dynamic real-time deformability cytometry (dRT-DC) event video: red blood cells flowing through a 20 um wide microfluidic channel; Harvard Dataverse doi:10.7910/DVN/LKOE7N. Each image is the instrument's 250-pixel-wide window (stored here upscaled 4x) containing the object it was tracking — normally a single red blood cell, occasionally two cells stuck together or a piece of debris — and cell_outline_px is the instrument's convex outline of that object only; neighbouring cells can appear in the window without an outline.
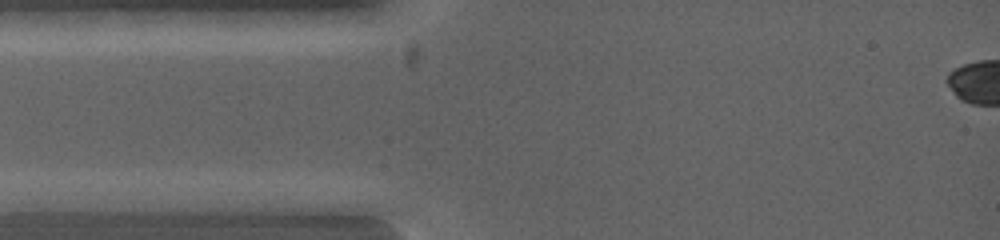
{"species": "common noctule bat (a hibernating species)", "species_latin": "Nyctalus noctula", "temperature_condition": "warm", "stored_images_in_passage": 5, "camera_frame_rate_fps": 5000, "um_per_image_px": 0.085, "animal": {"sex": "female", "body_mass_g": 19.0, "forearm_length_mm": 53.3}, "frame": {"image": 1, "passage_image": 1, "time_ms": 0.0, "image_size_px": [1000, 240], "cell_outline_px": [[100, 200], [96, 212], [24, 212], [12, 200], [28, 192], [80, 192]], "centroid_in_image_um": [4.84, 17.2], "position_along_channel_um": 80.2, "area_um2": 10.98}}